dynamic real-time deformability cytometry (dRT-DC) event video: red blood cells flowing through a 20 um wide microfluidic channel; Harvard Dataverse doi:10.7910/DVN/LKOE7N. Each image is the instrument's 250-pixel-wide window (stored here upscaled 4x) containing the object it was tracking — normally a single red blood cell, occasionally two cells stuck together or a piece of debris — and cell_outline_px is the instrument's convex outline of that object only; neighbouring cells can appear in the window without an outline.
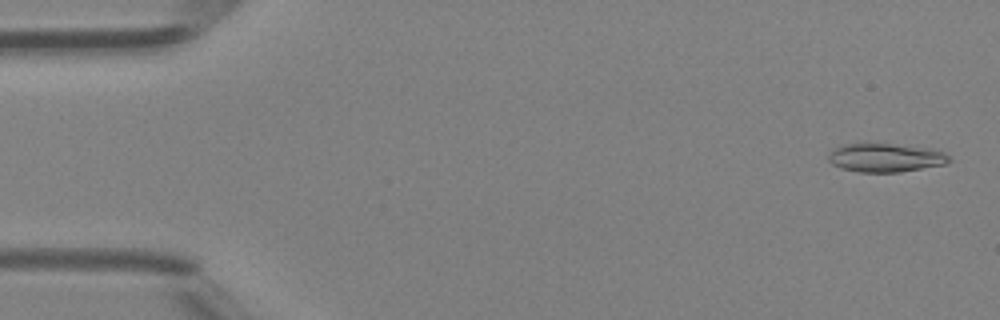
{"species": "Egyptian fruit bat (a non-hibernating species)", "species_latin": "Rousettus aegyptiacus", "temperature_condition": "room temperature", "stored_images_in_passage": 47, "camera_frame_rate_fps": 3000, "um_per_image_px": 0.085, "animal": {"sex": "female"}, "frame": {"image": 1, "passage_image": 2, "time_ms": 0.333, "image_size_px": [1000, 320], "cell_outline_px": [[952, 160], [948, 164], [900, 172], [856, 172], [840, 168], [832, 164], [828, 160], [828, 156], [832, 148], [844, 144], [880, 140], [928, 148], [944, 152]], "centroid_in_image_um": [75.25, 13.35], "position_along_channel_um": 9.8, "area_um2": 21.27}}
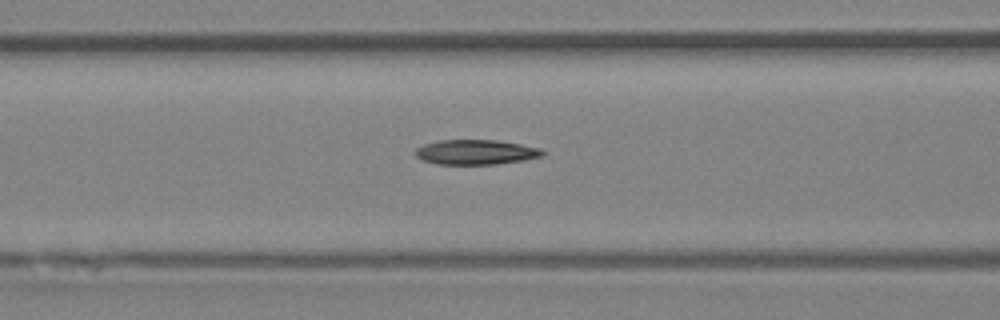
{"frame": {"image": 2, "passage_image": 19, "time_ms": 6.0, "image_size_px": [1000, 320], "cell_outline_px": [[544, 156], [524, 160], [496, 164], [440, 164], [424, 160], [416, 156], [412, 152], [416, 148], [424, 144], [440, 140], [496, 140], [520, 144], [540, 148], [544, 152]], "centroid_in_image_um": [40.44, 12.93], "position_along_channel_um": 126.2, "area_um2": 18.38}}
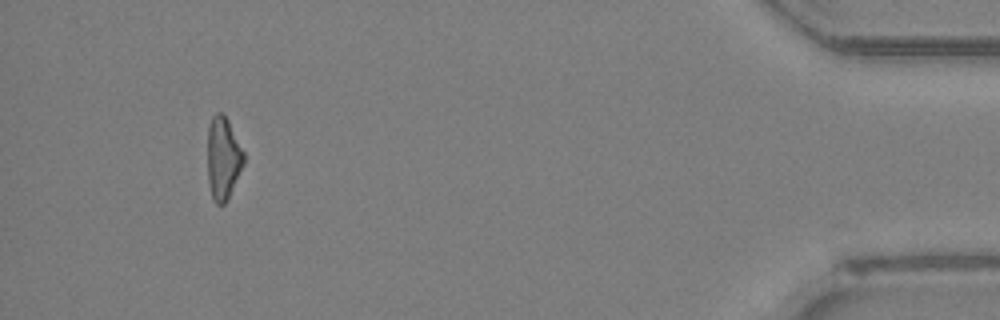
{"frame": {"image": 3, "passage_image": 44, "time_ms": 14.333, "image_size_px": [1000, 320], "cell_outline_px": [[244, 164], [228, 200], [224, 204], [216, 204], [212, 200], [208, 180], [208, 128], [212, 116], [216, 112], [220, 112], [228, 120], [244, 152]], "centroid_in_image_um": [18.96, 13.48], "position_along_channel_um": 416.2, "area_um2": 17.51}, "authors_computed_cell_mechanics": {"area_um2": 18.6116, "velocity_mm_per_s": 4.3409, "shape_relaxation_time_tau1_ms": 7.7089, "shape_relaxation_time_tau2_ms": 5.4221, "deformation_change_tau1": 0.2136, "deformation_change_tau2": 0.1627}}